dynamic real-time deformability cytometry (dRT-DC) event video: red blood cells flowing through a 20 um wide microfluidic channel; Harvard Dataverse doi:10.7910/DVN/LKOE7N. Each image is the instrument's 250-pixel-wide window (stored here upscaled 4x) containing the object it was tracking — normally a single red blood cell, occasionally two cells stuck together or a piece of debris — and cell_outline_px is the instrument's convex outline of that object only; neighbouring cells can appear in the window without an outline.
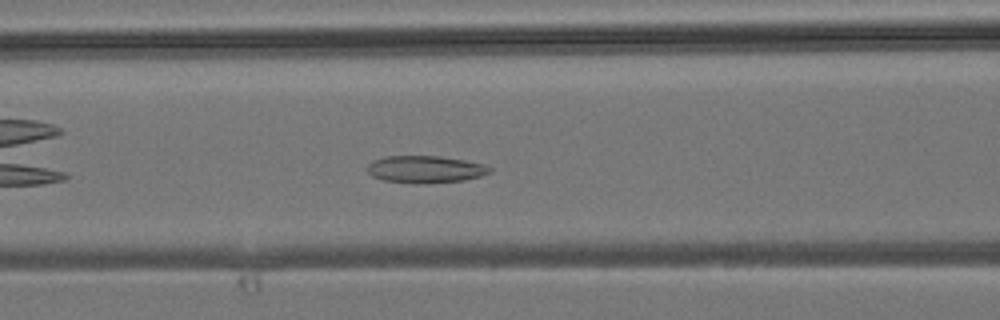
{"species": "common noctule bat (a hibernating species)", "species_latin": "Nyctalus noctula", "temperature_condition": "room temperature", "stored_images_in_passage": 32, "camera_frame_rate_fps": 3000, "um_per_image_px": 0.085, "animal": {"sex": "male", "body_mass_g": 19.2, "forearm_length_mm": 51.8}, "frame": {"image": 1, "passage_image": 8, "time_ms": 2.333, "image_size_px": [1000, 320], "cell_outline_px": [[492, 172], [480, 176], [464, 180], [384, 180], [372, 176], [368, 172], [368, 164], [372, 160], [384, 156], [440, 156], [464, 160], [484, 164], [492, 168]], "centroid_in_image_um": [36.17, 14.32], "position_along_channel_um": 130.4, "area_um2": 18.26}}
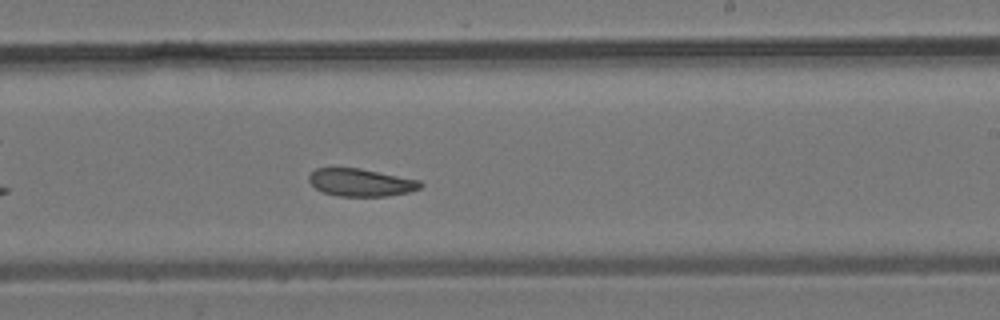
{"frame": {"image": 2, "passage_image": 16, "time_ms": 5.0, "image_size_px": [1000, 320], "cell_outline_px": [[424, 184], [420, 188], [408, 192], [388, 196], [340, 196], [324, 192], [316, 188], [308, 180], [308, 176], [316, 168], [360, 168], [420, 180]], "centroid_in_image_um": [30.69, 15.51], "position_along_channel_um": 258.3, "area_um2": 17.86}}
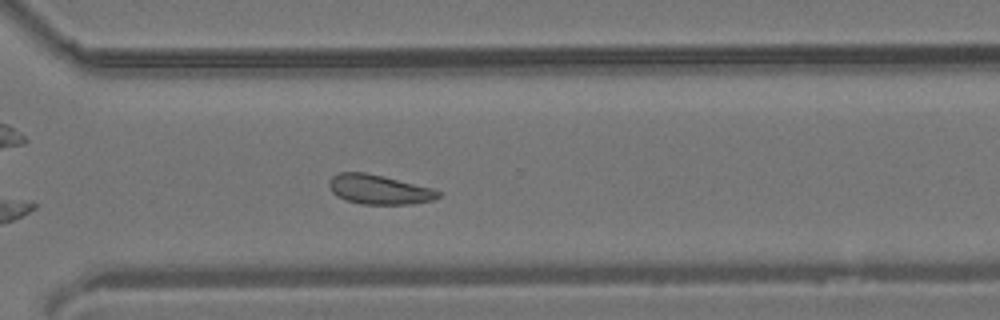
{"frame": {"image": 3, "passage_image": 21, "time_ms": 6.667, "image_size_px": [1000, 320], "cell_outline_px": [[444, 192], [440, 196], [432, 200], [412, 204], [360, 204], [344, 200], [336, 196], [332, 192], [328, 184], [328, 180], [332, 176], [340, 172], [364, 172], [384, 176], [436, 188]], "centroid_in_image_um": [32.25, 16.1], "position_along_channel_um": 338.4, "area_um2": 19.19}}